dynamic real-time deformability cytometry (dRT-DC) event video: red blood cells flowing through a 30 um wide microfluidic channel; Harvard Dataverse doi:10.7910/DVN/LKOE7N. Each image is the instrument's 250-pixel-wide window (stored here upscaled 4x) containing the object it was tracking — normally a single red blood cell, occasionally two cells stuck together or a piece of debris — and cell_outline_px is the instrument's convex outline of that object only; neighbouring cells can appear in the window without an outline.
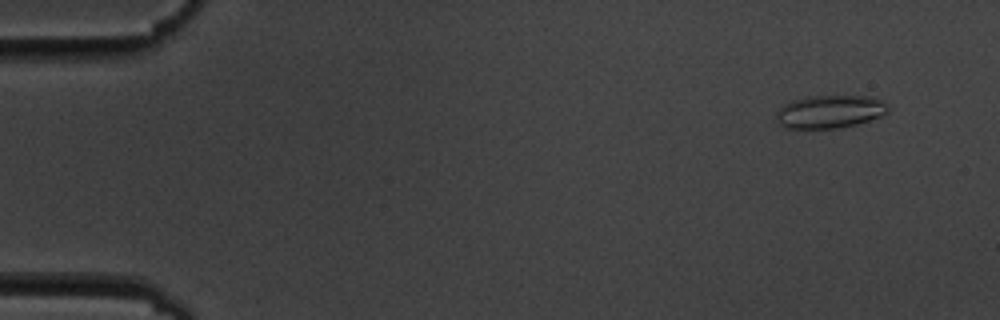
{"species": "common noctule bat (a hibernating species)", "species_latin": "Nyctalus noctula", "temperature_condition": "cold", "stored_images_in_passage": 5, "camera_frame_rate_fps": 3000, "um_per_image_px": 0.085, "animal": {"sex": "male", "body_mass_g": 19.5, "forearm_length_mm": 54.6}, "frame": {"image": 1, "passage_image": 2, "time_ms": 1.333, "image_size_px": [1000, 320], "cell_outline_px": [[888, 112], [880, 116], [856, 124], [836, 128], [784, 128], [776, 120], [776, 112], [784, 104], [792, 100], [808, 96], [872, 96], [888, 104]], "centroid_in_image_um": [70.52, 9.48], "position_along_channel_um": 14.5, "area_um2": 21.44}}
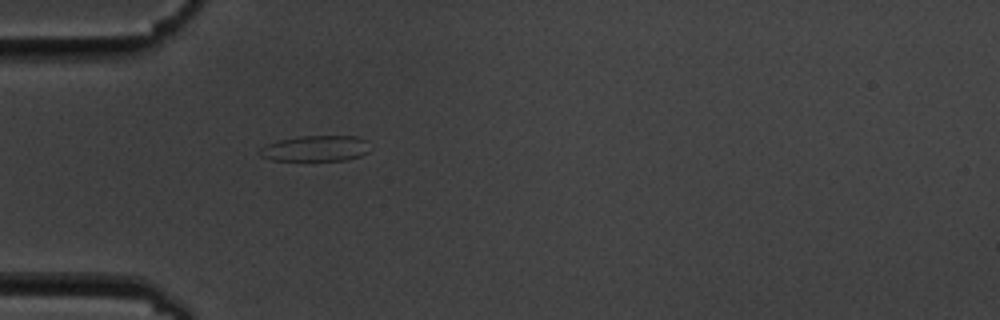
{"frame": {"image": 2, "passage_image": 5, "time_ms": 5.667, "image_size_px": [1000, 320], "cell_outline_px": [[368, 152], [360, 156], [344, 160], [272, 160], [260, 156], [260, 148], [268, 144], [280, 140], [296, 136], [356, 136], [368, 140]], "centroid_in_image_um": [26.84, 12.61], "position_along_channel_um": 58.2, "area_um2": 16.47}}